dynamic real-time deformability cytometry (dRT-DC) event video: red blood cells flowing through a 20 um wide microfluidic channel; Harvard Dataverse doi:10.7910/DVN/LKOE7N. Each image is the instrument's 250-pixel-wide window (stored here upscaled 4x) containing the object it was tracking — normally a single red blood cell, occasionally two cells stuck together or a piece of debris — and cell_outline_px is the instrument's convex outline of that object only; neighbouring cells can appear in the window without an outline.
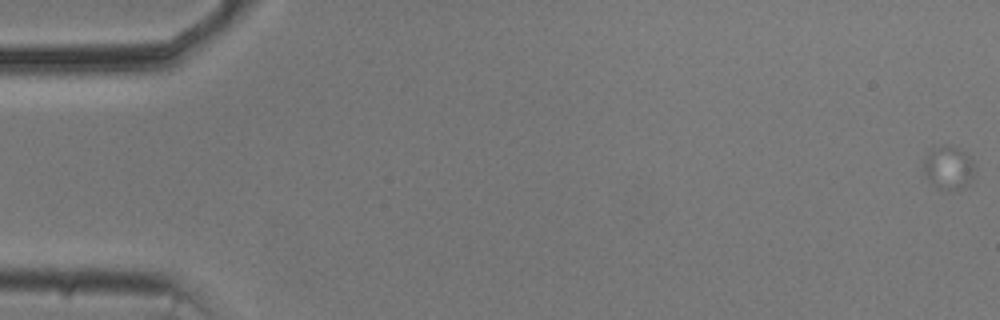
{"species": "common noctule bat (a hibernating species)", "species_latin": "Nyctalus noctula", "temperature_condition": "cold", "stored_images_in_passage": 58, "camera_frame_rate_fps": 3000, "um_per_image_px": 0.085, "animal": {"sex": "male", "body_mass_g": 20.5, "forearm_length_mm": 52.5}, "frame": {"image": 1, "passage_image": 1, "time_ms": 0.0, "image_size_px": [1000, 320], "cell_outline_px": [[972, 176], [968, 184], [956, 192], [936, 188], [924, 176], [924, 160], [928, 152], [940, 148], [956, 148], [972, 156]], "centroid_in_image_um": [80.61, 14.34], "position_along_channel_um": 4.4, "area_um2": 12.54}}
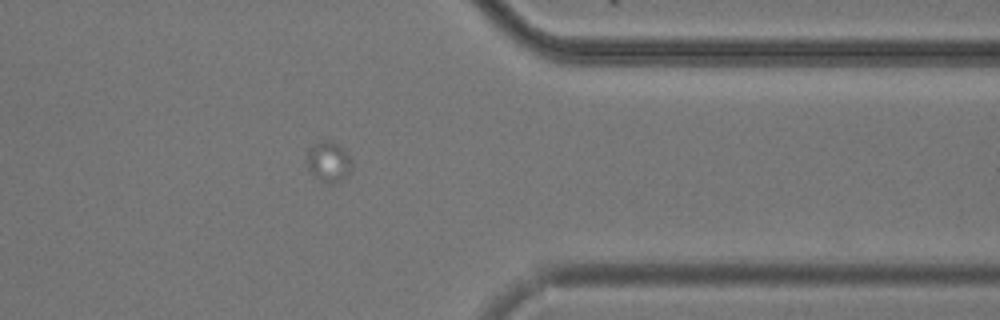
{"frame": {"image": 2, "passage_image": 49, "time_ms": 16.0, "image_size_px": [1000, 320], "cell_outline_px": [[352, 164], [348, 172], [340, 180], [332, 184], [328, 184], [320, 180], [308, 168], [308, 148], [324, 140], [332, 140], [344, 148], [352, 160]], "centroid_in_image_um": [27.95, 13.72], "position_along_channel_um": 383.4, "area_um2": 10.35}}
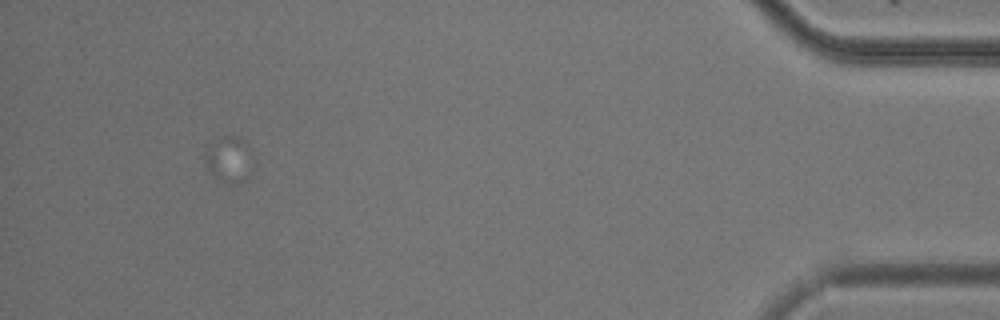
{"frame": {"image": 3, "passage_image": 57, "time_ms": 18.667, "image_size_px": [1000, 320], "cell_outline_px": [[252, 176], [240, 184], [232, 184], [220, 180], [208, 168], [204, 160], [204, 144], [224, 136], [232, 136], [248, 144], [252, 156]], "centroid_in_image_um": [19.47, 13.56], "position_along_channel_um": 415.7, "area_um2": 13.24}}